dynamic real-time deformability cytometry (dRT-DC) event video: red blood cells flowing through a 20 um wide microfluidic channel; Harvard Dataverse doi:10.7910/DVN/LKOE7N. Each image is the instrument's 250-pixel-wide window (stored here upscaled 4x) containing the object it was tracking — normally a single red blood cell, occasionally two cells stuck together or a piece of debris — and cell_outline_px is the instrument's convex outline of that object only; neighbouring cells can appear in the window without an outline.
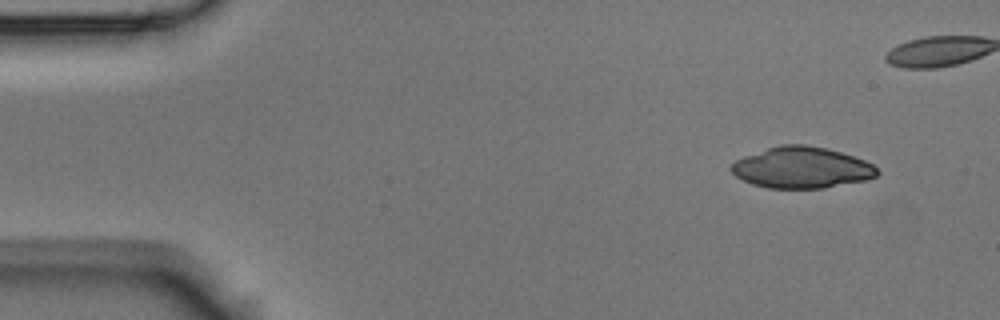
{"species": "Egyptian fruit bat (a non-hibernating species)", "species_latin": "Rousettus aegyptiacus", "temperature_condition": "room temperature", "stored_images_in_passage": 5, "camera_frame_rate_fps": 3000, "um_per_image_px": 0.085, "animal": {"sex": "male"}, "frame": {"image": 1, "passage_image": 1, "time_ms": 0.0, "image_size_px": [1000, 320], "cell_outline_px": [[880, 172], [876, 176], [864, 180], [824, 188], [768, 188], [752, 184], [736, 176], [728, 168], [736, 160], [744, 156], [780, 144], [804, 144], [828, 148], [864, 160], [872, 164]], "centroid_in_image_um": [68.13, 14.24], "position_along_channel_um": 16.9, "area_um2": 34.91}}